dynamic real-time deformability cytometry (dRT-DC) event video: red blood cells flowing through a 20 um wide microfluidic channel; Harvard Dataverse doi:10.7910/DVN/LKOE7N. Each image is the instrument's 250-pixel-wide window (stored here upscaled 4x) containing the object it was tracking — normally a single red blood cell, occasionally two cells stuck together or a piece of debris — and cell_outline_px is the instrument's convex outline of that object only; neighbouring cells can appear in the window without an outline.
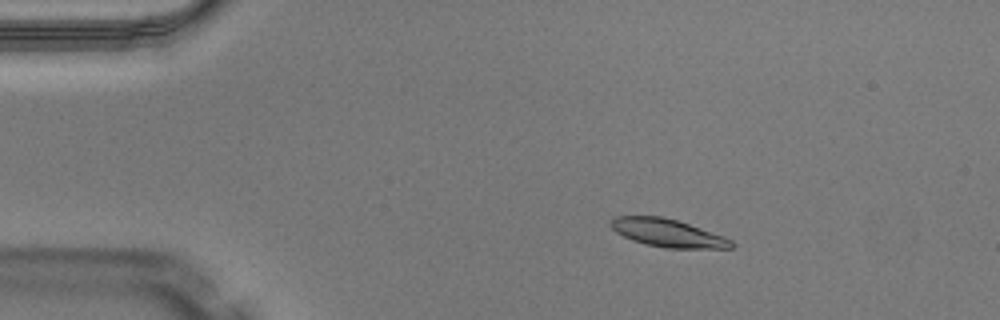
{"species": "Egyptian fruit bat (a non-hibernating species)", "species_latin": "Rousettus aegyptiacus", "temperature_condition": "warm", "stored_images_in_passage": 29, "camera_frame_rate_fps": 3000, "um_per_image_px": 0.085, "animal": {"sex": "male"}, "frame": {"image": 1, "passage_image": 8, "time_ms": 2.333, "image_size_px": [1000, 320], "cell_outline_px": [[736, 244], [732, 248], [664, 248], [644, 244], [632, 240], [616, 232], [608, 224], [608, 220], [612, 216], [660, 216], [676, 220], [724, 236], [732, 240]], "centroid_in_image_um": [56.71, 19.8], "position_along_channel_um": 28.3, "area_um2": 19.71}}
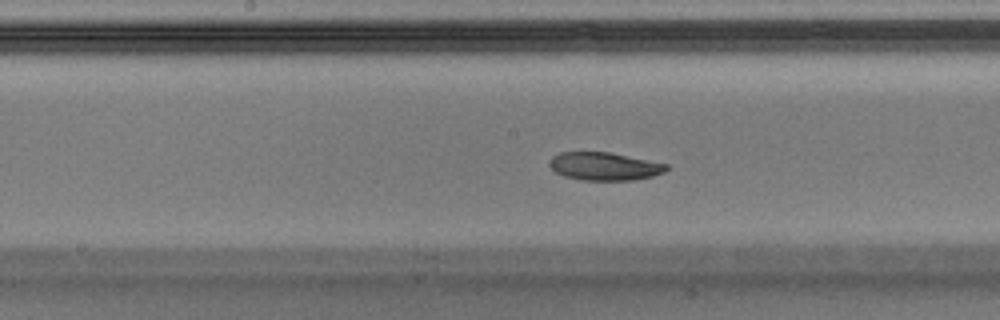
{"frame": {"image": 2, "passage_image": 25, "time_ms": 8.0, "image_size_px": [1000, 320], "cell_outline_px": [[668, 168], [664, 172], [652, 176], [632, 180], [580, 180], [564, 176], [556, 172], [548, 164], [552, 156], [560, 152], [608, 152], [668, 164]], "centroid_in_image_um": [51.35, 14.14], "position_along_channel_um": 196.8, "area_um2": 18.96}}
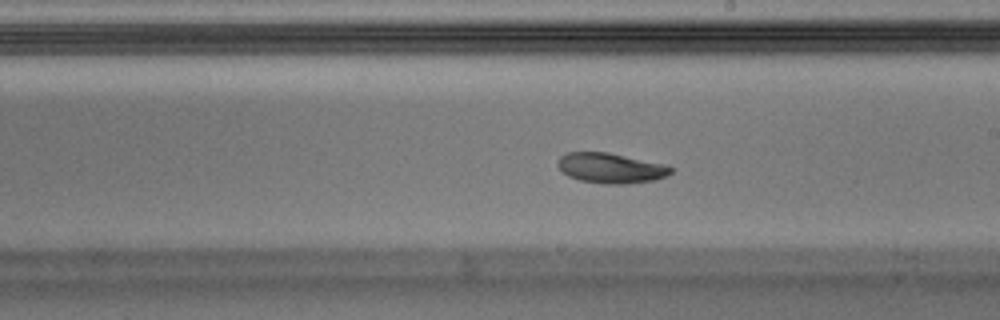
{"frame": {"image": 3, "passage_image": 28, "time_ms": 9.0, "image_size_px": [1000, 320], "cell_outline_px": [[672, 172], [668, 176], [656, 180], [628, 184], [604, 184], [580, 180], [568, 176], [556, 164], [560, 156], [568, 152], [608, 152], [664, 164], [672, 168]], "centroid_in_image_um": [51.93, 14.29], "position_along_channel_um": 237.1, "area_um2": 19.94}}